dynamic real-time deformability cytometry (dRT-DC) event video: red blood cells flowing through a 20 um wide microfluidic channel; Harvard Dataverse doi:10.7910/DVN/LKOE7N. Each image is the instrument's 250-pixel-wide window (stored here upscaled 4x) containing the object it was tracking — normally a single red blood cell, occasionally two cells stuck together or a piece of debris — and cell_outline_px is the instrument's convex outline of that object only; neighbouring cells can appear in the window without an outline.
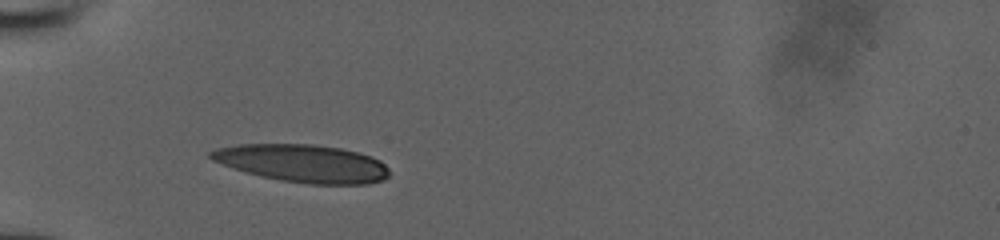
{"species": "human", "species_latin": "Homo sapiens", "temperature_condition": "room temperature", "stored_images_in_passage": 10, "camera_frame_rate_fps": 3000, "um_per_image_px": 0.085, "donor": {"sex": "male"}, "frame": {"image": 1, "passage_image": 1, "time_ms": 0.0, "image_size_px": [1000, 240], "cell_outline_px": [[388, 176], [384, 180], [368, 184], [308, 184], [280, 180], [260, 176], [232, 168], [212, 160], [208, 156], [208, 152], [216, 148], [240, 144], [312, 144], [340, 148], [372, 156], [380, 160], [388, 168]], "centroid_in_image_um": [25.72, 13.88], "position_along_channel_um": 59.3, "area_um2": 39.36}}
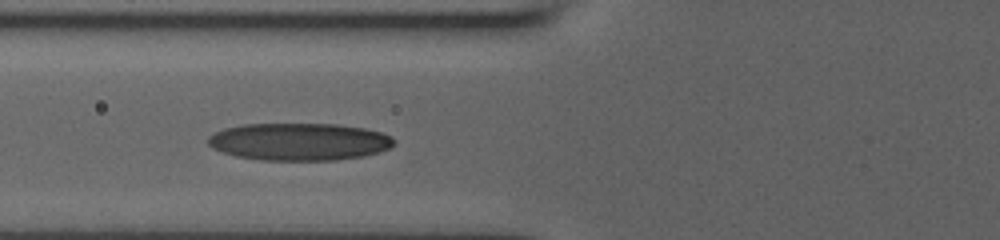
{"frame": {"image": 2, "passage_image": 9, "time_ms": 1.333, "image_size_px": [1000, 240], "cell_outline_px": [[396, 144], [392, 148], [380, 152], [364, 156], [336, 160], [260, 160], [236, 156], [212, 148], [208, 144], [208, 136], [224, 128], [244, 124], [340, 124], [364, 128], [380, 132], [392, 136], [396, 140]], "centroid_in_image_um": [25.48, 12.04], "position_along_channel_um": 100.3, "area_um2": 40.86}}